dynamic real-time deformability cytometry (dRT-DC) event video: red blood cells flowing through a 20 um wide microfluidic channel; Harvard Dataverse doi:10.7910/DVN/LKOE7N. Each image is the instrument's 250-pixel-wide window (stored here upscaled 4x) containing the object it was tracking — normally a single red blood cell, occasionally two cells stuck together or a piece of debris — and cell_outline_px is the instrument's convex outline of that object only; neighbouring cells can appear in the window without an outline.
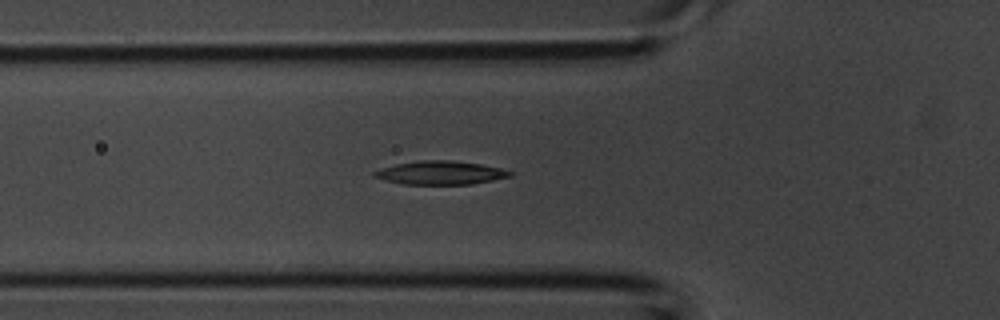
{"species": "common noctule bat (a hibernating species)", "species_latin": "Nyctalus noctula", "temperature_condition": "room temperature", "stored_images_in_passage": 9, "camera_frame_rate_fps": 3000, "um_per_image_px": 0.085, "animal": {"sex": "male", "body_mass_g": 20.1, "forearm_length_mm": 53.5}, "frame": {"image": 1, "passage_image": 5, "time_ms": 1.333, "image_size_px": [1000, 320], "cell_outline_px": [[512, 176], [472, 184], [404, 184], [372, 176], [372, 172], [380, 168], [396, 164], [416, 160], [452, 160], [480, 164], [500, 168], [512, 172]], "centroid_in_image_um": [37.42, 14.67], "position_along_channel_um": 88.4, "area_um2": 18.5}}
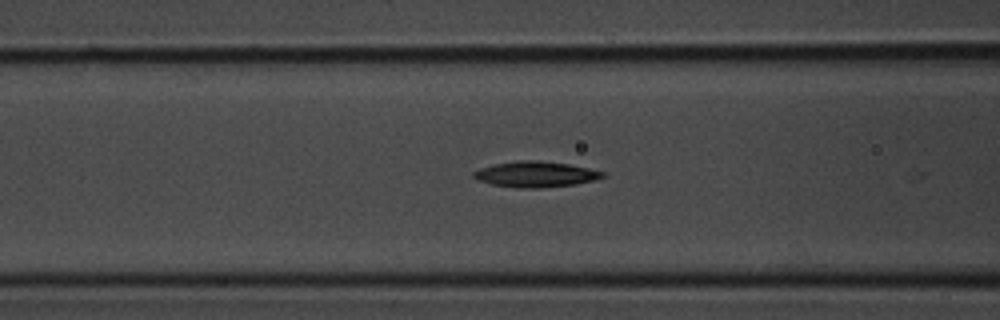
{"frame": {"image": 2, "passage_image": 7, "time_ms": 2.0, "image_size_px": [1000, 320], "cell_outline_px": [[604, 176], [592, 180], [576, 184], [540, 188], [520, 188], [492, 184], [476, 180], [472, 176], [472, 172], [480, 168], [496, 164], [516, 160], [536, 160], [568, 164], [588, 168], [604, 172]], "centroid_in_image_um": [45.47, 14.81], "position_along_channel_um": 121.1, "area_um2": 19.19}}